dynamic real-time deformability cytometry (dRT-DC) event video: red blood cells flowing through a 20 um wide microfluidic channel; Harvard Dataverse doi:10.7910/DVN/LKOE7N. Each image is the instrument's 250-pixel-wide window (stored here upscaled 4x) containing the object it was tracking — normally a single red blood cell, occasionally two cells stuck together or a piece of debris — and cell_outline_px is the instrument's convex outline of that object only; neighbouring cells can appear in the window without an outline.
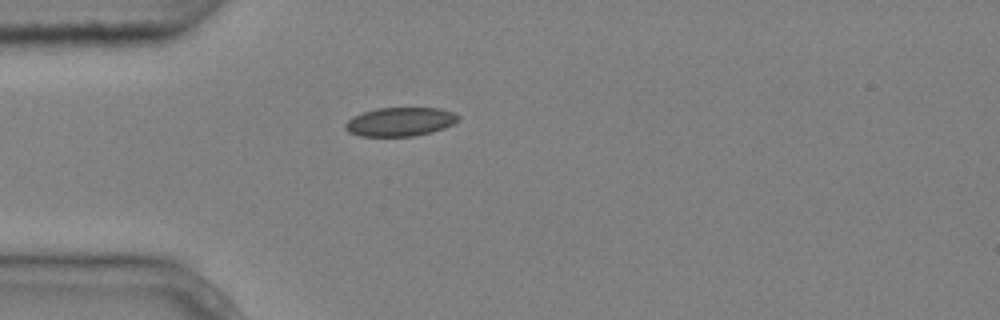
{"species": "common noctule bat (a hibernating species)", "species_latin": "Nyctalus noctula", "temperature_condition": "cold", "stored_images_in_passage": 1, "camera_frame_rate_fps": 3000, "um_per_image_px": 0.085, "animal": {"sex": "male", "body_mass_g": 20.4}, "frame": {"image": 1, "passage_image": 1, "time_ms": 0.0, "image_size_px": [1000, 320], "cell_outline_px": [[460, 120], [444, 128], [432, 132], [412, 136], [360, 136], [348, 132], [344, 128], [344, 124], [352, 116], [376, 108], [440, 108], [452, 112], [460, 116]], "centroid_in_image_um": [34.0, 10.35], "position_along_channel_um": 51.0, "area_um2": 19.02}}